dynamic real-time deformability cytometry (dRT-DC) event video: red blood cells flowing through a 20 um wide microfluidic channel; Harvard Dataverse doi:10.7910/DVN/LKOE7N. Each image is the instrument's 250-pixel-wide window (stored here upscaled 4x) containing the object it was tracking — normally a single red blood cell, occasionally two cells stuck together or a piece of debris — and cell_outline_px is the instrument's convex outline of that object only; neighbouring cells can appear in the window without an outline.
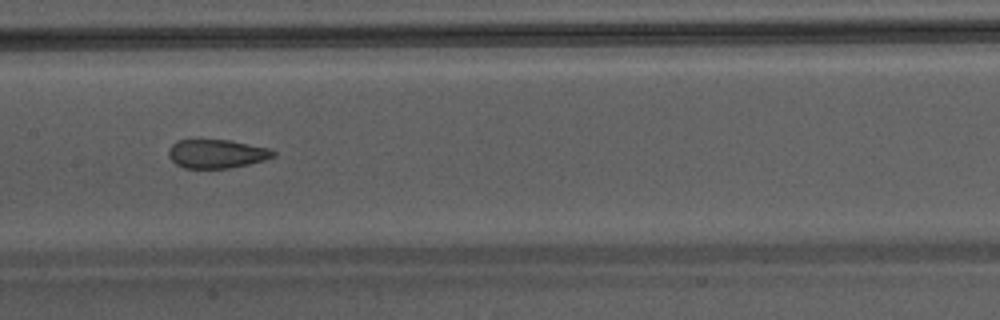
{"species": "Egyptian fruit bat (a non-hibernating species)", "species_latin": "Rousettus aegyptiacus", "temperature_condition": "warm", "stored_images_in_passage": 40, "camera_frame_rate_fps": 3000, "um_per_image_px": 0.085, "animal": {"sex": "male"}, "frame": {"image": 1, "passage_image": 18, "time_ms": 5.667, "image_size_px": [1000, 320], "cell_outline_px": [[276, 156], [264, 160], [248, 164], [228, 168], [184, 168], [176, 164], [168, 156], [168, 148], [176, 140], [228, 140], [268, 148], [276, 152]], "centroid_in_image_um": [18.39, 13.07], "position_along_channel_um": 189.0, "area_um2": 17.46}}